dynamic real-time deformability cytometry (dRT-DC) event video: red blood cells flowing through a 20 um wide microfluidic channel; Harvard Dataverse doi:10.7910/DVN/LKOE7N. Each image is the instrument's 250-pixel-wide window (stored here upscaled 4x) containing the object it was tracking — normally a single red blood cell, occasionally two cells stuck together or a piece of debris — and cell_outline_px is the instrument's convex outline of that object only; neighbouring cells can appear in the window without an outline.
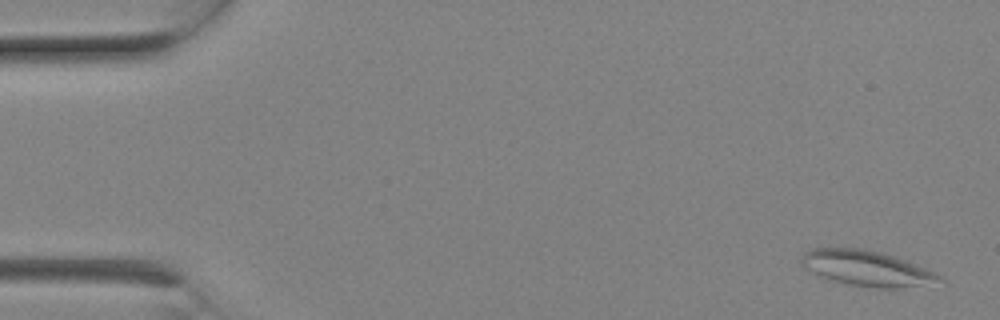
{"species": "Egyptian fruit bat (a non-hibernating species)", "species_latin": "Rousettus aegyptiacus", "temperature_condition": "room temperature", "stored_images_in_passage": 6, "camera_frame_rate_fps": 3000, "um_per_image_px": 0.085, "animal": {"sex": "female"}, "frame": {"image": 1, "passage_image": 1, "time_ms": 0.0, "image_size_px": [1000, 320], "cell_outline_px": [[944, 280], [896, 288], [876, 288], [848, 284], [820, 276], [804, 268], [800, 264], [800, 260], [804, 252], [812, 248], [868, 248], [908, 260], [936, 272]], "centroid_in_image_um": [73.63, 22.77], "position_along_channel_um": 11.4, "area_um2": 28.38}}